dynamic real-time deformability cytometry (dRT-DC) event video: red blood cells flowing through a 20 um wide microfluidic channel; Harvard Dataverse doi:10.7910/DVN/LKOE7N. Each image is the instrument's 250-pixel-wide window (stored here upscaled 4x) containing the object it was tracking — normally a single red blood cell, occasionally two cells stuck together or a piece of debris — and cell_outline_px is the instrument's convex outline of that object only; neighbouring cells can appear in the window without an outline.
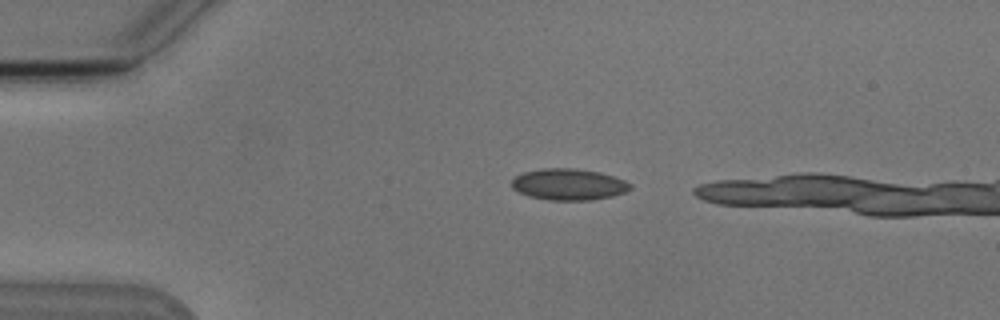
{"species": "Egyptian fruit bat (a non-hibernating species)", "species_latin": "Rousettus aegyptiacus", "temperature_condition": "cold", "stored_images_in_passage": 2, "camera_frame_rate_fps": 3000, "um_per_image_px": 0.085, "animal": {"sex": "male"}, "frame": {"image": 1, "passage_image": 1, "time_ms": 0.0, "image_size_px": [1000, 320], "cell_outline_px": [[632, 188], [624, 192], [612, 196], [588, 200], [548, 200], [528, 196], [512, 188], [512, 180], [516, 176], [524, 172], [540, 168], [576, 168], [600, 172], [624, 180], [632, 184]], "centroid_in_image_um": [48.33, 15.67], "position_along_channel_um": 36.7, "area_um2": 21.68}}